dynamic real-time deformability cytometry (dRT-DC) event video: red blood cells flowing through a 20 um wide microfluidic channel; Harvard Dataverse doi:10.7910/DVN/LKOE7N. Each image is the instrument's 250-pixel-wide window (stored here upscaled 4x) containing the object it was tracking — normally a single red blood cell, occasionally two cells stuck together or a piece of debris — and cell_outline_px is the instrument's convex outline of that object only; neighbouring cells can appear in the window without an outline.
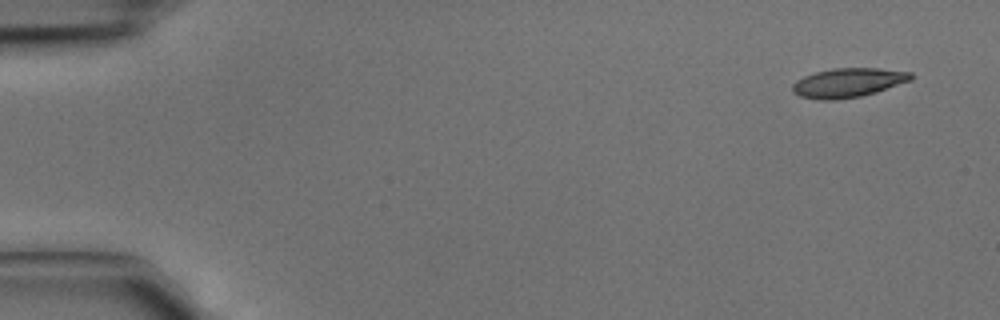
{"species": "common noctule bat (a hibernating species)", "species_latin": "Nyctalus noctula", "temperature_condition": "cold", "stored_images_in_passage": 5, "camera_frame_rate_fps": 3000, "um_per_image_px": 0.085, "animal": {"sex": "male", "body_mass_g": 15.6}, "frame": {"image": 1, "passage_image": 1, "time_ms": 0.0, "image_size_px": [1000, 320], "cell_outline_px": [[912, 80], [876, 92], [860, 96], [832, 100], [820, 100], [800, 96], [792, 92], [792, 84], [796, 80], [804, 76], [816, 72], [832, 68], [880, 68], [912, 72]], "centroid_in_image_um": [72.08, 7.02], "position_along_channel_um": 12.9, "area_um2": 20.17}}